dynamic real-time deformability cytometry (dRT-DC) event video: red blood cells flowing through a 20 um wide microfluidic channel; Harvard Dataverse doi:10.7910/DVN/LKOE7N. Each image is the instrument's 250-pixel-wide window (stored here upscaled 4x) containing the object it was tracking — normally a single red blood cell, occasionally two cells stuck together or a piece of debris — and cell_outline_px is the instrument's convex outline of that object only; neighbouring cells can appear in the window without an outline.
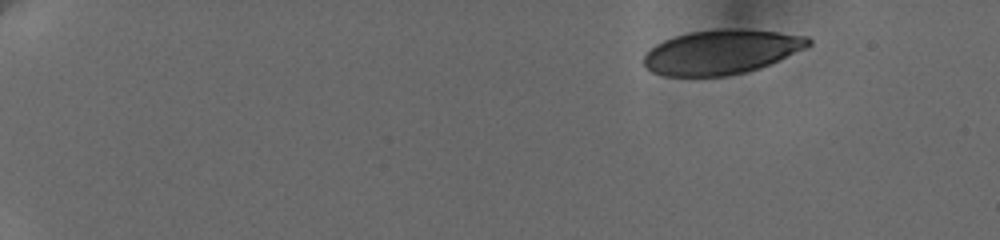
{"species": "human", "species_latin": "Homo sapiens", "temperature_condition": "cold", "stored_images_in_passage": 26, "camera_frame_rate_fps": 3000, "um_per_image_px": 0.085, "donor": {"sex": "female"}, "frame": {"image": 1, "passage_image": 1, "time_ms": 0.0, "image_size_px": [1000, 240], "cell_outline_px": [[812, 44], [780, 60], [760, 68], [744, 72], [724, 76], [664, 76], [652, 72], [644, 64], [644, 56], [656, 44], [664, 40], [688, 32], [720, 28], [744, 28], [808, 36], [812, 40]], "centroid_in_image_um": [61.34, 4.4], "position_along_channel_um": 23.7, "area_um2": 42.66}}
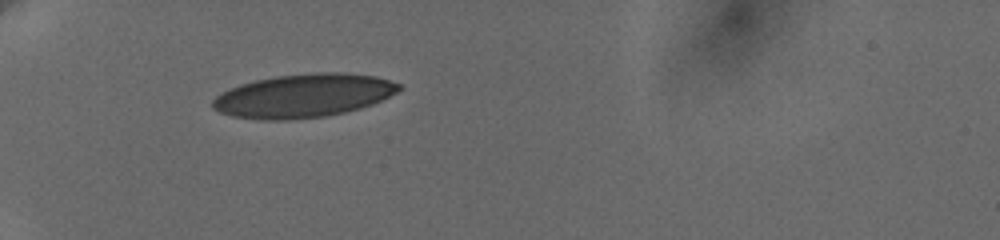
{"frame": {"image": 2, "passage_image": 25, "time_ms": 4.333, "image_size_px": [1000, 240], "cell_outline_px": [[400, 88], [396, 92], [372, 104], [360, 108], [344, 112], [324, 116], [288, 120], [268, 120], [232, 116], [220, 112], [212, 108], [212, 100], [216, 96], [240, 84], [256, 80], [276, 76], [312, 72], [344, 72], [376, 76], [400, 84]], "centroid_in_image_um": [25.78, 8.13], "position_along_channel_um": 59.2, "area_um2": 46.88}}